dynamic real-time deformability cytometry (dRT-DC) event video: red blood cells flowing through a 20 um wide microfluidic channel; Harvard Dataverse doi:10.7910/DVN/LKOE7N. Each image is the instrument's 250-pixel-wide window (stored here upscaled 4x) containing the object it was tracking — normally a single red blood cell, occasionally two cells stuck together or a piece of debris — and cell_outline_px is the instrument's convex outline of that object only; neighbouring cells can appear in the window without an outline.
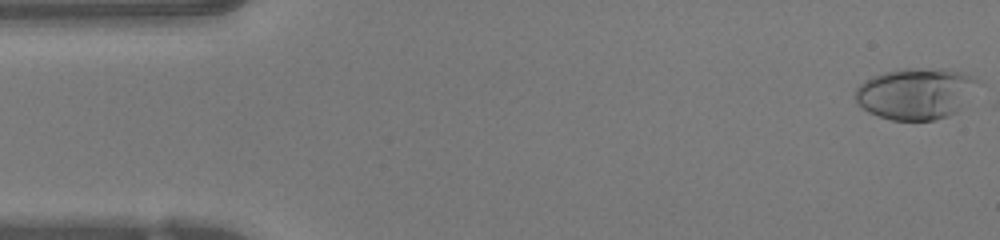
{"species": "human", "species_latin": "Homo sapiens", "temperature_condition": "warm", "stored_images_in_passage": 47, "camera_frame_rate_fps": 3000, "um_per_image_px": 0.085, "donor": {"sex": "female"}, "frame": {"image": 1, "passage_image": 1, "time_ms": 0.0, "image_size_px": [1000, 240], "cell_outline_px": [[980, 80], [960, 108], [956, 112], [948, 116], [936, 120], [892, 120], [868, 112], [856, 104], [856, 88], [864, 80], [872, 76], [884, 72], [900, 68], [948, 68], [972, 76]], "centroid_in_image_um": [77.81, 7.93], "position_along_channel_um": 7.2, "area_um2": 36.76}}
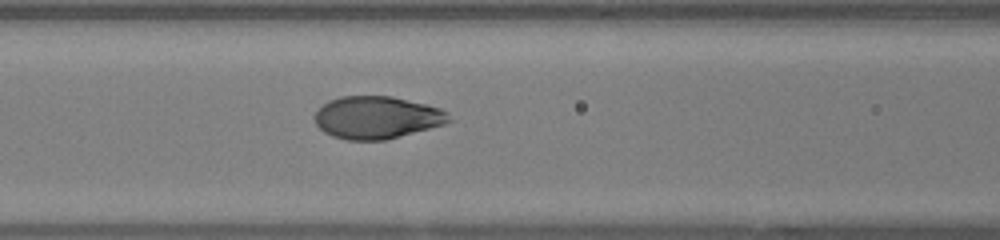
{"frame": {"image": 2, "passage_image": 19, "time_ms": 6.0, "image_size_px": [1000, 240], "cell_outline_px": [[452, 120], [444, 124], [384, 140], [348, 140], [332, 136], [324, 132], [316, 124], [316, 112], [324, 104], [332, 100], [344, 96], [392, 96], [428, 104], [440, 108], [448, 112]], "centroid_in_image_um": [32.07, 9.98], "position_along_channel_um": 134.5, "area_um2": 32.95}}
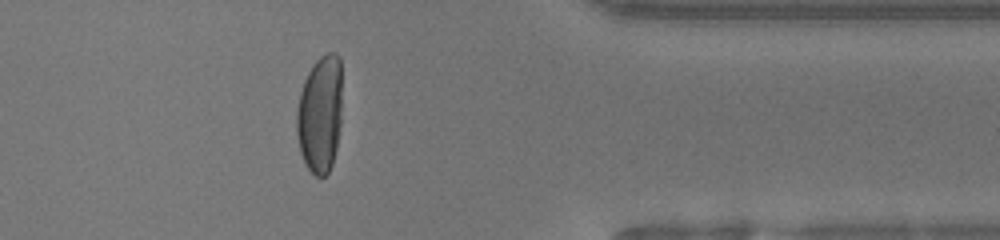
{"frame": {"image": 3, "passage_image": 38, "time_ms": 12.333, "image_size_px": [1000, 240], "cell_outline_px": [[340, 124], [336, 148], [332, 164], [328, 172], [324, 176], [316, 176], [308, 168], [300, 152], [296, 132], [296, 112], [300, 92], [304, 80], [312, 64], [320, 56], [328, 52], [336, 52], [340, 56]], "centroid_in_image_um": [27.18, 9.67], "position_along_channel_um": 384.2, "area_um2": 31.04}, "authors_computed_cell_mechanics": {"area_um2": 33.6974, "velocity_mm_per_s": 4.253, "shape_relaxation_time_tau1_ms": 3.8295, "shape_relaxation_time_tau2_ms": null, "deformation_change_tau1": 0.241, "deformation_change_tau2": null}}